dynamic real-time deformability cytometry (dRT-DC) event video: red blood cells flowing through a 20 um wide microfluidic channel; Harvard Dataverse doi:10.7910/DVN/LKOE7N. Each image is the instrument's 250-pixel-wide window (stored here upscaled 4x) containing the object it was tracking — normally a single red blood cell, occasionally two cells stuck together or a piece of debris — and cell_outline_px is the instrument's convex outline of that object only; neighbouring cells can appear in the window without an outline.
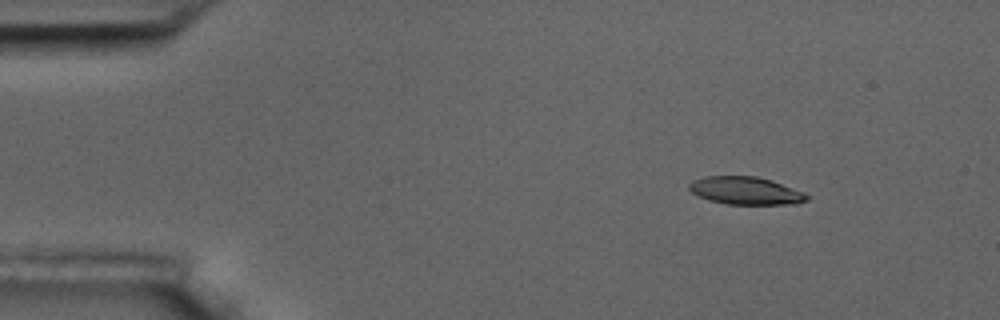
{"species": "common noctule bat (a hibernating species)", "species_latin": "Nyctalus noctula", "temperature_condition": "room temperature", "stored_images_in_passage": 5, "camera_frame_rate_fps": 3000, "um_per_image_px": 0.085, "animal": {"sex": "male", "body_mass_g": 17.5, "forearm_length_mm": 52.3}, "frame": {"image": 1, "passage_image": 2, "time_ms": 1.0, "image_size_px": [1000, 320], "cell_outline_px": [[812, 196], [808, 200], [796, 204], [728, 204], [708, 200], [696, 196], [688, 188], [688, 184], [692, 180], [704, 176], [756, 176], [772, 180], [804, 192]], "centroid_in_image_um": [63.38, 16.21], "position_along_channel_um": 21.6, "area_um2": 19.31}}
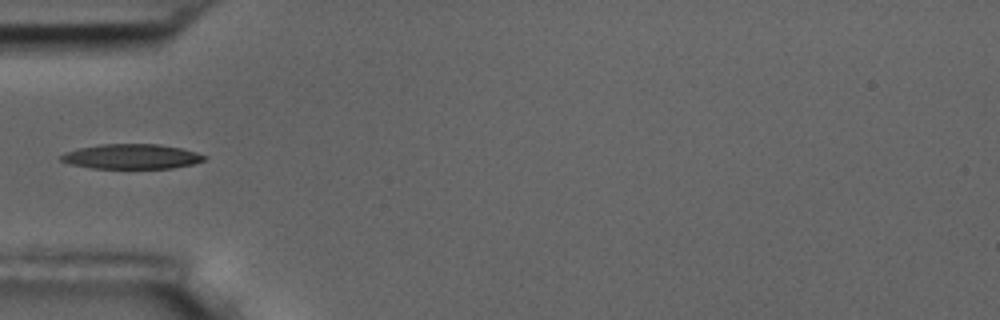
{"frame": {"image": 2, "passage_image": 5, "time_ms": 4.667, "image_size_px": [1000, 320], "cell_outline_px": [[208, 156], [204, 160], [192, 164], [172, 168], [92, 168], [68, 164], [60, 160], [60, 156], [64, 152], [80, 148], [100, 144], [160, 144], [180, 148], [196, 152]], "centroid_in_image_um": [11.16, 13.3], "position_along_channel_um": 73.8, "area_um2": 20.75}}